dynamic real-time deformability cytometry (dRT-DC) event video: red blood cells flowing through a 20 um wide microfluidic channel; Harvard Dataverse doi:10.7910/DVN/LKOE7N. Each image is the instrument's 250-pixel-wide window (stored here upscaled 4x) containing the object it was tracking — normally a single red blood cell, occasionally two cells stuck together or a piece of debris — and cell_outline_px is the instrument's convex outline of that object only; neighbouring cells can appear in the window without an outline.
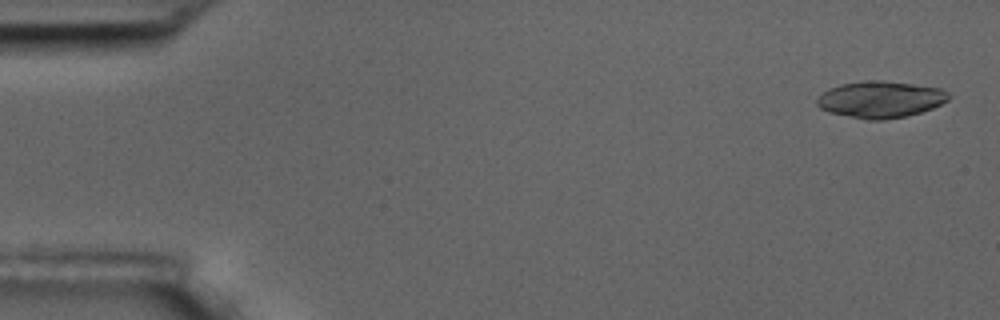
{"species": "common noctule bat (a hibernating species)", "species_latin": "Nyctalus noctula", "temperature_condition": "room temperature", "stored_images_in_passage": 6, "segment_of_instrument_passage": [1, 2], "camera_frame_rate_fps": 3000, "um_per_image_px": 0.085, "animal": {"sex": "male", "body_mass_g": 17.5, "forearm_length_mm": 52.3}, "frame": {"image": 1, "passage_image": 1, "time_ms": 0.0, "image_size_px": [1000, 320], "cell_outline_px": [[952, 96], [948, 100], [932, 108], [908, 116], [884, 120], [868, 120], [828, 112], [820, 108], [816, 104], [816, 100], [824, 92], [840, 84], [864, 80], [880, 80], [912, 84], [940, 88], [948, 92]], "centroid_in_image_um": [74.85, 8.46], "position_along_channel_um": 10.1, "area_um2": 28.09}}
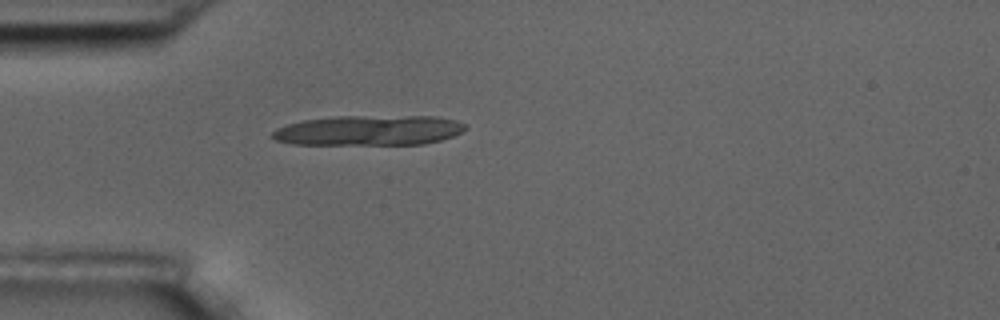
{"frame": {"image": 2, "passage_image": 5, "time_ms": 4.667, "image_size_px": [1000, 320], "cell_outline_px": [[468, 128], [452, 136], [440, 140], [424, 144], [292, 144], [276, 140], [272, 136], [272, 132], [276, 128], [288, 124], [304, 120], [332, 116], [436, 116], [456, 120], [464, 124]], "centroid_in_image_um": [31.36, 11.07], "position_along_channel_um": 53.6, "area_um2": 33.81}}